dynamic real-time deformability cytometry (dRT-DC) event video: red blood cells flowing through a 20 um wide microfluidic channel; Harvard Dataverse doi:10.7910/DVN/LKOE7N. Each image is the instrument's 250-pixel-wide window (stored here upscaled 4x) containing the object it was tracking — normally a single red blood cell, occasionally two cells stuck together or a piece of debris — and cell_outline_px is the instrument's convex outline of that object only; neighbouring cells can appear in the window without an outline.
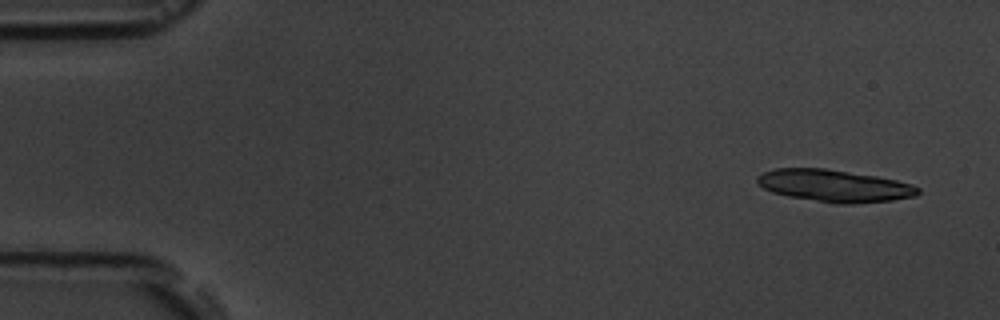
{"species": "common noctule bat (a hibernating species)", "species_latin": "Nyctalus noctula", "temperature_condition": "room temperature", "stored_images_in_passage": 4, "camera_frame_rate_fps": 3000, "um_per_image_px": 0.085, "animal": {"sex": "male", "body_mass_g": 19.5, "forearm_length_mm": 54.6}, "frame": {"image": 1, "passage_image": 1, "time_ms": 0.0, "image_size_px": [1000, 320], "cell_outline_px": [[920, 192], [916, 196], [892, 200], [852, 204], [836, 204], [788, 196], [772, 192], [764, 188], [756, 180], [756, 176], [764, 172], [776, 168], [824, 168], [876, 176], [896, 180], [912, 184], [920, 188]], "centroid_in_image_um": [70.93, 15.79], "position_along_channel_um": 14.1, "area_um2": 30.11}}